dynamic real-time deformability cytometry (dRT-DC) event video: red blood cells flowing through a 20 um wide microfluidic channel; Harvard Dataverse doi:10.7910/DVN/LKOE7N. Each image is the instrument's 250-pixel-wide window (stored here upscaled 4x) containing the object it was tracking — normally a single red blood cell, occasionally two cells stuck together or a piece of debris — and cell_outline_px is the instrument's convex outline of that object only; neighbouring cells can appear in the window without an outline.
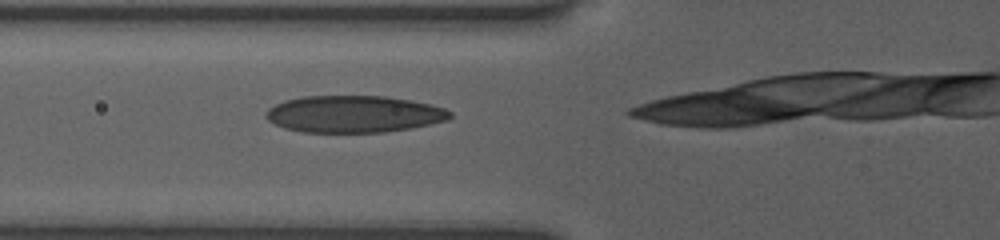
{"species": "human", "species_latin": "Homo sapiens", "temperature_condition": "room temperature", "stored_images_in_passage": 17, "camera_frame_rate_fps": 3000, "um_per_image_px": 0.085, "donor": {"sex": "female"}, "frame": {"image": 1, "passage_image": 13, "time_ms": 4.0, "image_size_px": [1000, 240], "cell_outline_px": [[452, 116], [448, 120], [408, 128], [384, 132], [304, 132], [284, 128], [268, 120], [264, 116], [264, 112], [268, 108], [284, 100], [300, 96], [384, 96], [432, 104], [444, 108], [452, 112]], "centroid_in_image_um": [30.04, 9.69], "position_along_channel_um": 95.8, "area_um2": 39.59}}
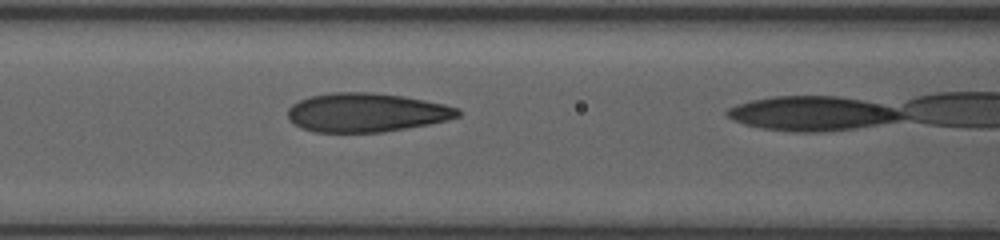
{"frame": {"image": 2, "passage_image": 16, "time_ms": 5.0, "image_size_px": [1000, 240], "cell_outline_px": [[460, 116], [448, 120], [428, 124], [384, 132], [316, 132], [300, 128], [292, 124], [288, 120], [288, 108], [292, 104], [308, 96], [332, 92], [372, 92], [404, 96], [444, 104], [456, 108], [460, 112]], "centroid_in_image_um": [31.09, 9.56], "position_along_channel_um": 135.5, "area_um2": 38.73}}